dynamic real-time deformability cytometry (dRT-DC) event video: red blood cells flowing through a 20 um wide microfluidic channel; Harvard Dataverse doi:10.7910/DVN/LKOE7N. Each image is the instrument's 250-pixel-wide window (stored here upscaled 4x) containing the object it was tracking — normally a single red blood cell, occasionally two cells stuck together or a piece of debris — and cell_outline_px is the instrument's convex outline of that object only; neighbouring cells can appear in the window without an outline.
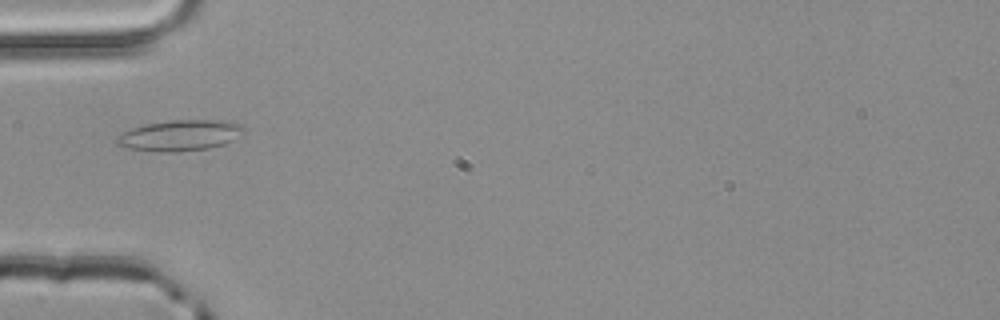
{"species": "common noctule bat (a hibernating species)", "species_latin": "Nyctalus noctula", "temperature_condition": "room temperature", "stored_images_in_passage": 4, "camera_frame_rate_fps": 3000, "um_per_image_px": 0.085, "animal": {"sex": "male", "body_mass_g": 20.4}, "frame": {"image": 1, "passage_image": 4, "time_ms": 1.0, "image_size_px": [1000, 320], "cell_outline_px": [[244, 132], [232, 140], [224, 144], [208, 148], [172, 152], [160, 152], [128, 148], [116, 144], [116, 136], [132, 128], [144, 124], [172, 120], [228, 120], [240, 124], [244, 128]], "centroid_in_image_um": [15.29, 11.5], "position_along_channel_um": 69.7, "area_um2": 22.77}}